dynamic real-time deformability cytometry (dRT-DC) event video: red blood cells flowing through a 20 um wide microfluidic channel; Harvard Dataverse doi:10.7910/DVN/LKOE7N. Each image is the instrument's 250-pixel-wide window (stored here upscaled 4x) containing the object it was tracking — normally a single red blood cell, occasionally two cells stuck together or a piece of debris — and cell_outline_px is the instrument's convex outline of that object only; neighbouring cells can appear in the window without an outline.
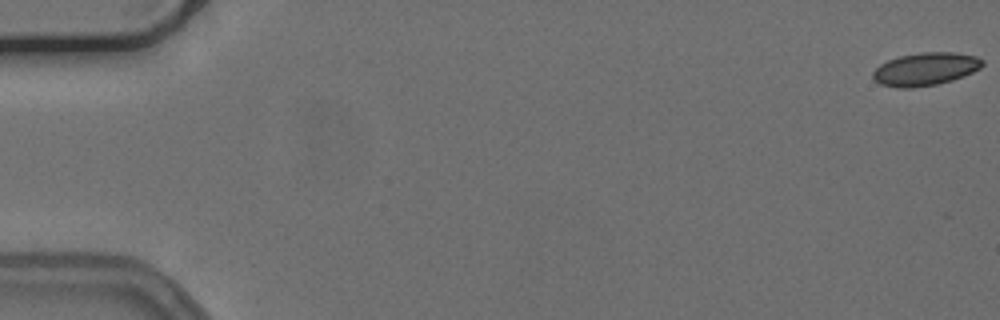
{"species": "common noctule bat (a hibernating species)", "species_latin": "Nyctalus noctula", "temperature_condition": "cold", "stored_images_in_passage": 56, "camera_frame_rate_fps": 3000, "um_per_image_px": 0.085, "animal": {"sex": "female", "body_mass_g": 24.6, "forearm_length_mm": 56.2}, "frame": {"image": 1, "passage_image": 1, "time_ms": 0.0, "image_size_px": [1000, 320], "cell_outline_px": [[984, 64], [980, 68], [964, 76], [952, 80], [936, 84], [912, 88], [900, 88], [880, 84], [872, 76], [872, 72], [880, 64], [888, 60], [900, 56], [920, 52], [956, 52], [976, 56], [984, 60]], "centroid_in_image_um": [78.68, 5.86], "position_along_channel_um": 6.3, "area_um2": 21.04}}
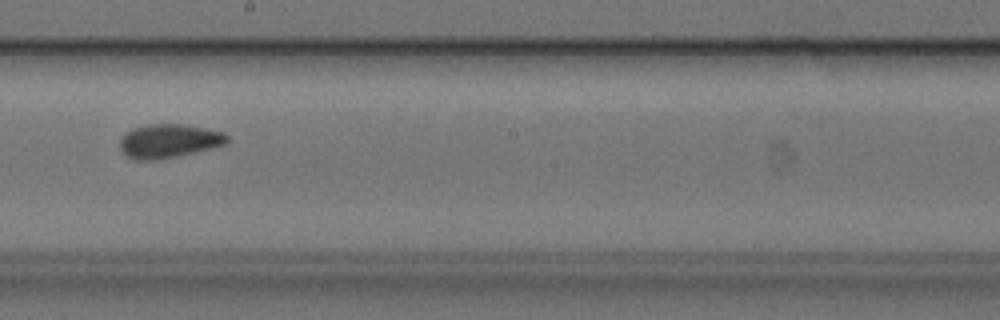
{"frame": {"image": 2, "passage_image": 32, "time_ms": 10.333, "image_size_px": [1000, 320], "cell_outline_px": [[228, 140], [224, 144], [212, 148], [176, 156], [156, 160], [132, 160], [120, 148], [120, 140], [132, 128], [148, 124], [184, 124], [224, 132], [228, 136]], "centroid_in_image_um": [14.35, 11.98], "position_along_channel_um": 233.8, "area_um2": 20.92}}
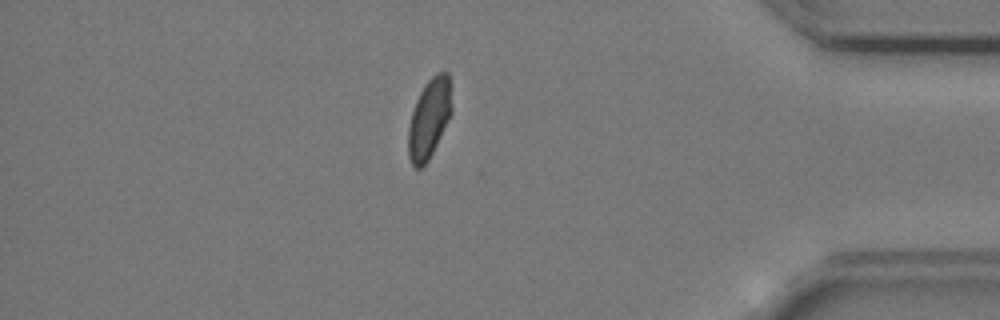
{"frame": {"image": 3, "passage_image": 48, "time_ms": 15.667, "image_size_px": [1000, 320], "cell_outline_px": [[452, 112], [428, 160], [420, 168], [416, 168], [412, 164], [408, 156], [408, 128], [412, 112], [416, 100], [424, 84], [436, 72], [448, 72], [452, 108]], "centroid_in_image_um": [36.47, 10.05], "position_along_channel_um": 398.7, "area_um2": 19.88}, "authors_computed_cell_mechanics": {"area_um2": 20.9814, "velocity_mm_per_s": 3.7438, "shape_relaxation_time_tau1_ms": 5.0491, "shape_relaxation_time_tau2_ms": 2.0623, "deformation_change_tau1": 0.0708, "deformation_change_tau2": 0.0556}}